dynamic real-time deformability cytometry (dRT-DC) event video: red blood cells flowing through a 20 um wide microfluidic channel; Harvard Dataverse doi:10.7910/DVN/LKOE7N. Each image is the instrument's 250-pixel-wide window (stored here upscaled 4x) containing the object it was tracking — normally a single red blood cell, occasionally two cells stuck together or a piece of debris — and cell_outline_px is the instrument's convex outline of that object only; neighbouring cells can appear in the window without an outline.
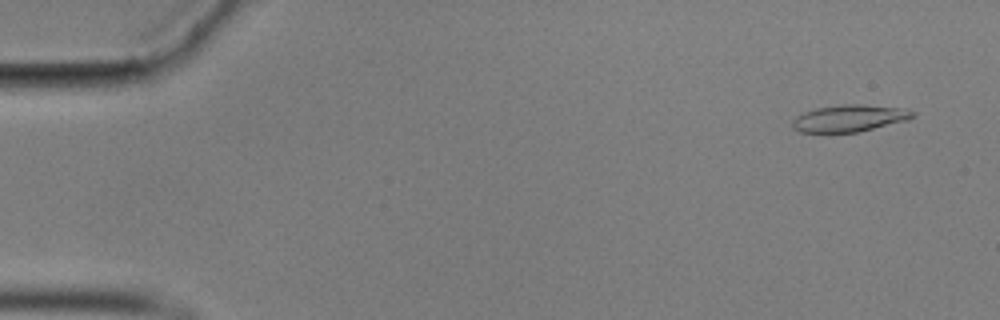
{"species": "common noctule bat (a hibernating species)", "species_latin": "Nyctalus noctula", "temperature_condition": "cold", "stored_images_in_passage": 23, "camera_frame_rate_fps": 3000, "um_per_image_px": 0.085, "animal": {"sex": "male", "body_mass_g": 17.9}, "frame": {"image": 1, "passage_image": 4, "time_ms": 1.0, "image_size_px": [1000, 320], "cell_outline_px": [[916, 116], [908, 120], [860, 132], [800, 132], [792, 128], [792, 120], [796, 116], [804, 112], [816, 108], [840, 104], [860, 104], [908, 108], [916, 112]], "centroid_in_image_um": [72.25, 10.04], "position_along_channel_um": 12.7, "area_um2": 19.19}}
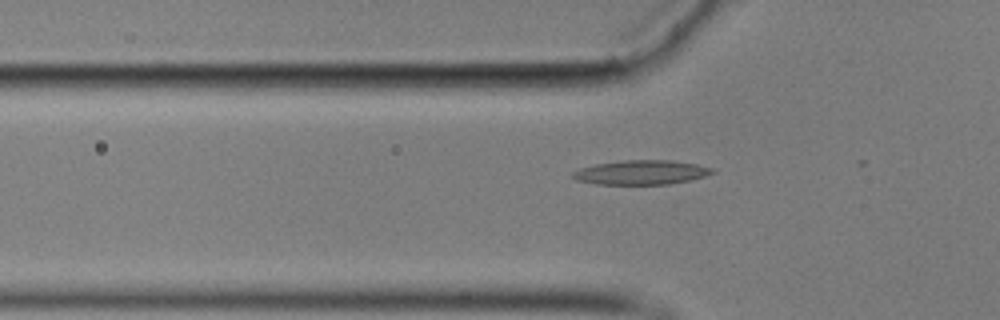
{"frame": {"image": 2, "passage_image": 19, "time_ms": 6.0, "image_size_px": [1000, 320], "cell_outline_px": [[716, 172], [692, 180], [668, 184], [596, 184], [576, 180], [572, 176], [572, 172], [580, 168], [596, 164], [624, 160], [672, 160], [696, 164], [716, 168]], "centroid_in_image_um": [54.55, 14.65], "position_along_channel_um": 71.3, "area_um2": 19.88}}
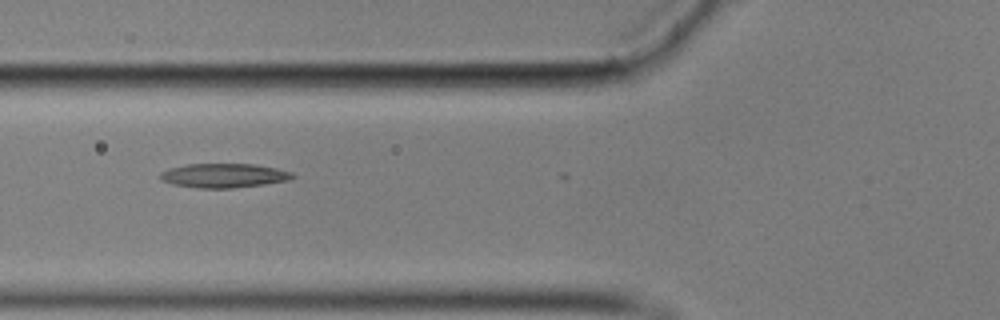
{"frame": {"image": 3, "passage_image": 22, "time_ms": 7.0, "image_size_px": [1000, 320], "cell_outline_px": [[296, 176], [292, 180], [264, 184], [232, 188], [200, 188], [172, 184], [160, 180], [160, 172], [168, 168], [188, 164], [256, 164], [276, 168], [292, 172]], "centroid_in_image_um": [19.04, 14.92], "position_along_channel_um": 106.8, "area_um2": 18.79}}